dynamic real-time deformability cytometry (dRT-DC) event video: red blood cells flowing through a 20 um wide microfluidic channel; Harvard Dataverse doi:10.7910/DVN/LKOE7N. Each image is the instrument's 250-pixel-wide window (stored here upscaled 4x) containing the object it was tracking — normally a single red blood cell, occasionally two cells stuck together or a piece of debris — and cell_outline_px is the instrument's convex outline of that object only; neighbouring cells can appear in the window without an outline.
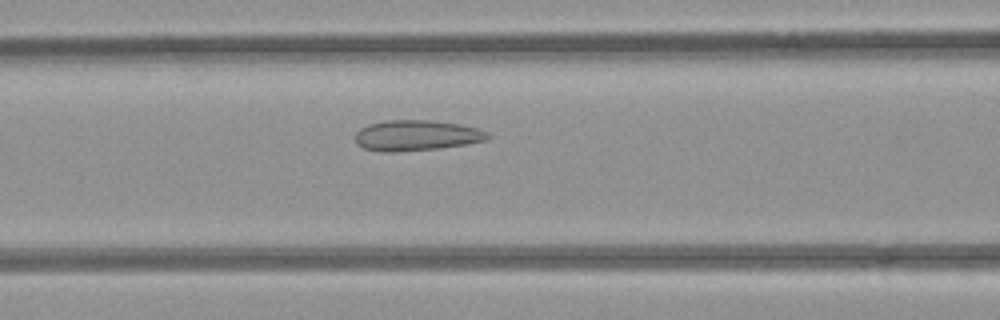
{"species": "common noctule bat (a hibernating species)", "species_latin": "Nyctalus noctula", "temperature_condition": "room temperature", "stored_images_in_passage": 43, "camera_frame_rate_fps": 3000, "um_per_image_px": 0.085, "animal": {"sex": "female", "body_mass_g": 21.9}, "frame": {"image": 1, "passage_image": 12, "time_ms": 3.667, "image_size_px": [1000, 320], "cell_outline_px": [[492, 136], [488, 140], [440, 148], [396, 152], [380, 152], [364, 148], [356, 144], [356, 132], [360, 128], [368, 124], [384, 120], [432, 120], [460, 124], [476, 128], [488, 132]], "centroid_in_image_um": [35.39, 11.51], "position_along_channel_um": 131.2, "area_um2": 23.81}}
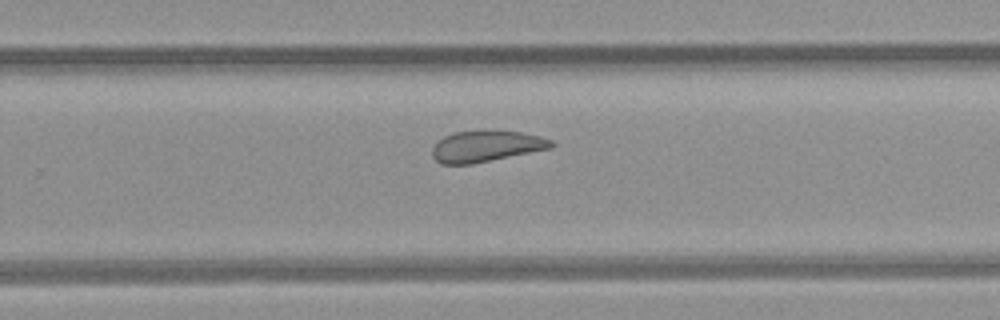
{"frame": {"image": 2, "passage_image": 24, "time_ms": 7.667, "image_size_px": [1000, 320], "cell_outline_px": [[556, 144], [552, 148], [472, 164], [440, 164], [432, 156], [432, 148], [444, 136], [452, 132], [520, 132], [540, 136], [552, 140]], "centroid_in_image_um": [41.33, 12.45], "position_along_channel_um": 288.5, "area_um2": 21.21}}
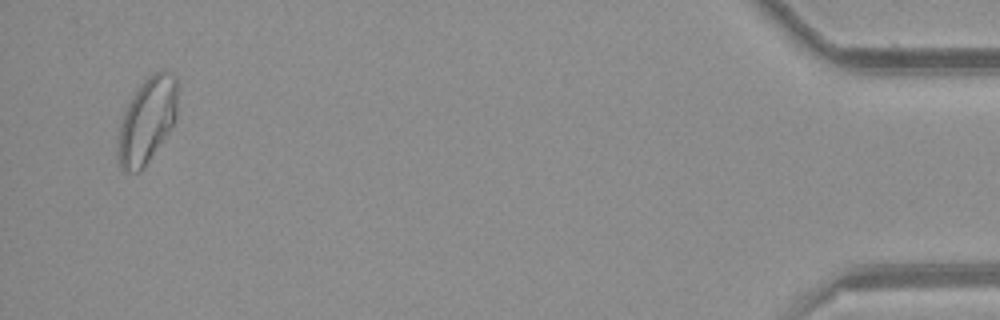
{"frame": {"image": 3, "passage_image": 41, "time_ms": 13.333, "image_size_px": [1000, 320], "cell_outline_px": [[176, 120], [144, 168], [140, 172], [124, 172], [120, 168], [120, 124], [124, 108], [140, 84], [148, 76], [164, 68], [172, 72], [176, 76]], "centroid_in_image_um": [12.52, 10.19], "position_along_channel_um": 422.7, "area_um2": 29.42}, "authors_computed_cell_mechanics": {"area_um2": 24.565, "velocity_mm_per_s": 3.9419, "shape_relaxation_time_tau1_ms": null, "shape_relaxation_time_tau2_ms": 1.6406, "deformation_change_tau1": null, "deformation_change_tau2": 0.0815}}